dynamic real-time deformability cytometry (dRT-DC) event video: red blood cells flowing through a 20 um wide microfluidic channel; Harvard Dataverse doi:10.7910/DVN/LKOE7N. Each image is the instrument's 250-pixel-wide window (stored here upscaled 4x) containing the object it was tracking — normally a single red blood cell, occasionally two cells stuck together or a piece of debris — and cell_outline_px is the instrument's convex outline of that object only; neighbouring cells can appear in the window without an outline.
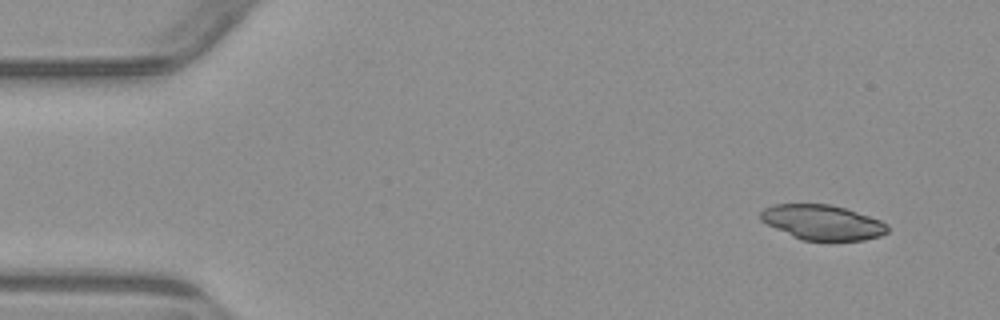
{"species": "common noctule bat (a hibernating species)", "species_latin": "Nyctalus noctula", "temperature_condition": "warm", "stored_images_in_passage": 3, "camera_frame_rate_fps": 3000, "um_per_image_px": 0.085, "animal": {"sex": "male", "body_mass_g": 23.1, "forearm_length_mm": 52.7}, "frame": {"image": 1, "passage_image": 1, "time_ms": 0.0, "image_size_px": [1000, 320], "cell_outline_px": [[888, 232], [880, 236], [864, 240], [800, 240], [760, 220], [760, 212], [764, 208], [776, 204], [832, 204], [880, 220], [888, 224]], "centroid_in_image_um": [69.91, 18.9], "position_along_channel_um": 15.1, "area_um2": 25.66}}